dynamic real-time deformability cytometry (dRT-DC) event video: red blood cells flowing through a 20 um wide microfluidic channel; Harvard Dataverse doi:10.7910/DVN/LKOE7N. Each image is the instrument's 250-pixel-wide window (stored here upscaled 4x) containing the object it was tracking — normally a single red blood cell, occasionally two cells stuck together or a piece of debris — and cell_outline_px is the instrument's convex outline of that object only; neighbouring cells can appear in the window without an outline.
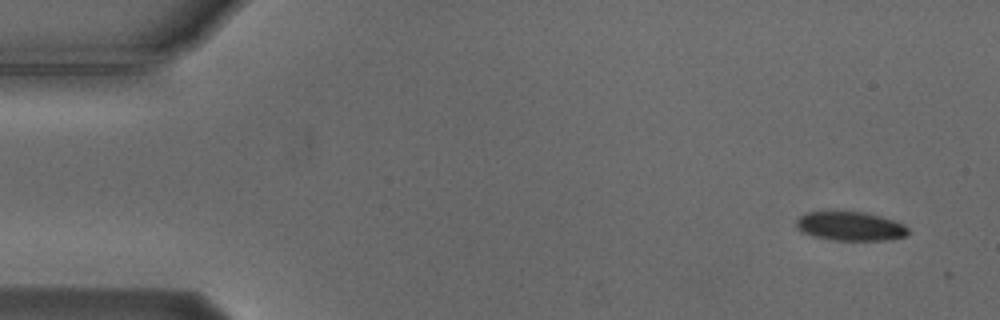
{"species": "Egyptian fruit bat (a non-hibernating species)", "species_latin": "Rousettus aegyptiacus", "temperature_condition": "cold", "stored_images_in_passage": 3, "camera_frame_rate_fps": 3000, "um_per_image_px": 0.085, "animal": {"sex": "male"}, "frame": {"image": 1, "passage_image": 1, "time_ms": 0.0, "image_size_px": [1000, 320], "cell_outline_px": [[908, 232], [904, 236], [892, 240], [832, 240], [812, 236], [800, 232], [796, 228], [796, 220], [800, 216], [808, 212], [864, 212], [880, 216], [904, 224], [908, 228]], "centroid_in_image_um": [72.25, 19.24], "position_along_channel_um": 12.8, "area_um2": 18.9}}